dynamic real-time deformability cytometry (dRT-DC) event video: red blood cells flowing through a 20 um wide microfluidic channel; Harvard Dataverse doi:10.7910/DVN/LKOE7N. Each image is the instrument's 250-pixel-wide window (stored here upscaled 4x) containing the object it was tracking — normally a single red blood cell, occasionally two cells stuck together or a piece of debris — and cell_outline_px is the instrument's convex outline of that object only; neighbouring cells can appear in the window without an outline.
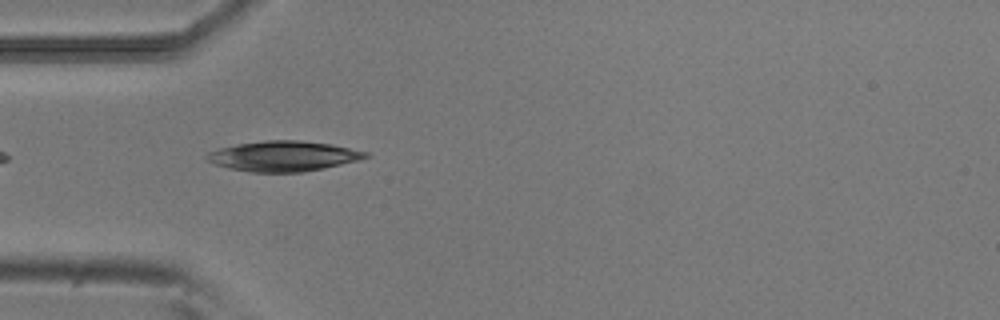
{"species": "common noctule bat (a hibernating species)", "species_latin": "Nyctalus noctula", "temperature_condition": "room temperature", "stored_images_in_passage": 38, "camera_frame_rate_fps": 3000, "um_per_image_px": 0.085, "animal": {"sex": "male", "body_mass_g": 20.5, "forearm_length_mm": 52.5}, "frame": {"image": 1, "passage_image": 1, "time_ms": 0.0, "image_size_px": [1000, 320], "cell_outline_px": [[372, 156], [360, 160], [324, 168], [304, 172], [252, 172], [228, 168], [212, 164], [204, 156], [208, 152], [220, 148], [236, 144], [264, 140], [300, 140], [332, 144], [368, 152]], "centroid_in_image_um": [24.1, 13.27], "position_along_channel_um": 60.9, "area_um2": 28.21}}
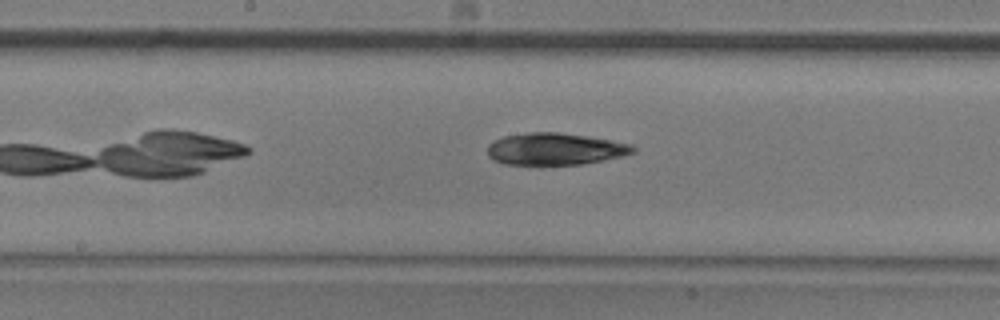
{"frame": {"image": 2, "passage_image": 12, "time_ms": 3.667, "image_size_px": [1000, 320], "cell_outline_px": [[636, 152], [624, 156], [604, 160], [580, 164], [504, 164], [492, 160], [488, 156], [488, 144], [492, 140], [504, 136], [528, 132], [560, 132], [632, 144], [636, 148]], "centroid_in_image_um": [47.16, 12.66], "position_along_channel_um": 201.0, "area_um2": 27.11}}
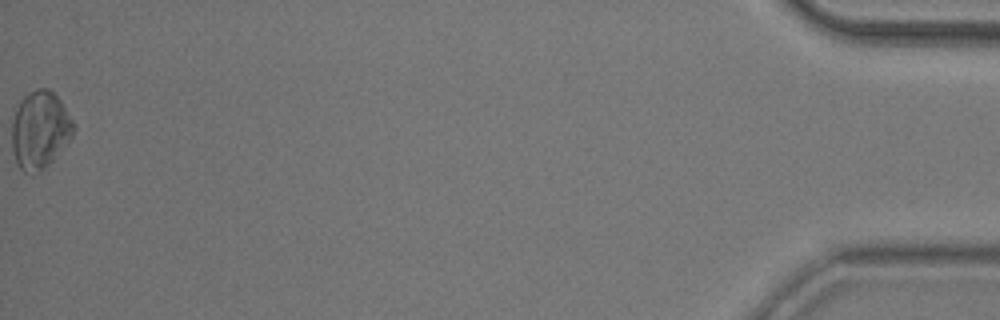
{"frame": {"image": 3, "passage_image": 38, "time_ms": 12.333, "image_size_px": [1000, 320], "cell_outline_px": [[76, 128], [72, 136], [52, 160], [40, 172], [32, 176], [24, 172], [16, 164], [12, 148], [12, 120], [16, 108], [20, 100], [28, 92], [36, 88], [48, 88], [60, 100], [76, 124]], "centroid_in_image_um": [3.38, 11.05], "position_along_channel_um": 431.8, "area_um2": 28.15}, "authors_computed_cell_mechanics": {"area_um2": 26.7903, "velocity_mm_per_s": 3.8303, "shape_relaxation_time_tau1_ms": 9.4595, "shape_relaxation_time_tau2_ms": null, "deformation_change_tau1": 0.1605, "deformation_change_tau2": null}}